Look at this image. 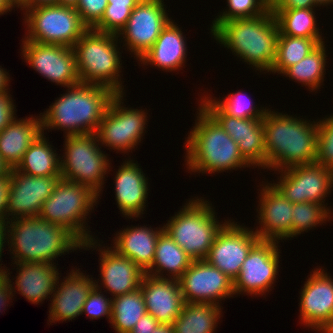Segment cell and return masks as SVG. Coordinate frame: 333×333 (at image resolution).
<instances>
[{
    "label": "cell",
    "mask_w": 333,
    "mask_h": 333,
    "mask_svg": "<svg viewBox=\"0 0 333 333\" xmlns=\"http://www.w3.org/2000/svg\"><path fill=\"white\" fill-rule=\"evenodd\" d=\"M324 119L318 121L316 162L333 171V115Z\"/></svg>",
    "instance_id": "60d3db41"
},
{
    "label": "cell",
    "mask_w": 333,
    "mask_h": 333,
    "mask_svg": "<svg viewBox=\"0 0 333 333\" xmlns=\"http://www.w3.org/2000/svg\"><path fill=\"white\" fill-rule=\"evenodd\" d=\"M98 198L99 195L90 187L60 178L52 194L43 203L39 217L64 227L81 243H85L94 238L86 227L85 219L94 209Z\"/></svg>",
    "instance_id": "ba28073f"
},
{
    "label": "cell",
    "mask_w": 333,
    "mask_h": 333,
    "mask_svg": "<svg viewBox=\"0 0 333 333\" xmlns=\"http://www.w3.org/2000/svg\"><path fill=\"white\" fill-rule=\"evenodd\" d=\"M312 272L301 289L299 316L305 326L327 333L333 327V279L322 268Z\"/></svg>",
    "instance_id": "d6986e66"
},
{
    "label": "cell",
    "mask_w": 333,
    "mask_h": 333,
    "mask_svg": "<svg viewBox=\"0 0 333 333\" xmlns=\"http://www.w3.org/2000/svg\"><path fill=\"white\" fill-rule=\"evenodd\" d=\"M214 39L260 72H270L276 59L280 31L271 9L253 18L221 23L212 33ZM262 70V71H261Z\"/></svg>",
    "instance_id": "3957f363"
},
{
    "label": "cell",
    "mask_w": 333,
    "mask_h": 333,
    "mask_svg": "<svg viewBox=\"0 0 333 333\" xmlns=\"http://www.w3.org/2000/svg\"><path fill=\"white\" fill-rule=\"evenodd\" d=\"M183 32L173 20L163 28L154 45L138 61L169 72L180 70L186 62L187 47Z\"/></svg>",
    "instance_id": "f1b7e54d"
},
{
    "label": "cell",
    "mask_w": 333,
    "mask_h": 333,
    "mask_svg": "<svg viewBox=\"0 0 333 333\" xmlns=\"http://www.w3.org/2000/svg\"><path fill=\"white\" fill-rule=\"evenodd\" d=\"M58 4V0H14L15 7L27 10L38 5Z\"/></svg>",
    "instance_id": "681fc988"
},
{
    "label": "cell",
    "mask_w": 333,
    "mask_h": 333,
    "mask_svg": "<svg viewBox=\"0 0 333 333\" xmlns=\"http://www.w3.org/2000/svg\"><path fill=\"white\" fill-rule=\"evenodd\" d=\"M10 171V168L4 163L0 156V176L6 175Z\"/></svg>",
    "instance_id": "9f6ffc18"
},
{
    "label": "cell",
    "mask_w": 333,
    "mask_h": 333,
    "mask_svg": "<svg viewBox=\"0 0 333 333\" xmlns=\"http://www.w3.org/2000/svg\"><path fill=\"white\" fill-rule=\"evenodd\" d=\"M24 14L27 37L23 41L73 47L89 29L72 6L38 5Z\"/></svg>",
    "instance_id": "9c48e42d"
},
{
    "label": "cell",
    "mask_w": 333,
    "mask_h": 333,
    "mask_svg": "<svg viewBox=\"0 0 333 333\" xmlns=\"http://www.w3.org/2000/svg\"><path fill=\"white\" fill-rule=\"evenodd\" d=\"M22 56L34 70L57 85L80 84L73 47L22 41Z\"/></svg>",
    "instance_id": "2e32d148"
},
{
    "label": "cell",
    "mask_w": 333,
    "mask_h": 333,
    "mask_svg": "<svg viewBox=\"0 0 333 333\" xmlns=\"http://www.w3.org/2000/svg\"><path fill=\"white\" fill-rule=\"evenodd\" d=\"M323 205L315 202L293 203L292 238L329 221L331 211Z\"/></svg>",
    "instance_id": "8d00e7d4"
},
{
    "label": "cell",
    "mask_w": 333,
    "mask_h": 333,
    "mask_svg": "<svg viewBox=\"0 0 333 333\" xmlns=\"http://www.w3.org/2000/svg\"><path fill=\"white\" fill-rule=\"evenodd\" d=\"M17 266L14 287L11 289L19 291L32 304L41 303L50 298L55 291L59 272L57 266L46 262L13 263ZM17 288V289H16ZM48 296V297H47Z\"/></svg>",
    "instance_id": "484cf974"
},
{
    "label": "cell",
    "mask_w": 333,
    "mask_h": 333,
    "mask_svg": "<svg viewBox=\"0 0 333 333\" xmlns=\"http://www.w3.org/2000/svg\"><path fill=\"white\" fill-rule=\"evenodd\" d=\"M118 35L88 29L74 44L75 61L80 82L99 85L123 94L122 63ZM120 77V78H119Z\"/></svg>",
    "instance_id": "8992f818"
},
{
    "label": "cell",
    "mask_w": 333,
    "mask_h": 333,
    "mask_svg": "<svg viewBox=\"0 0 333 333\" xmlns=\"http://www.w3.org/2000/svg\"><path fill=\"white\" fill-rule=\"evenodd\" d=\"M221 312V305L184 303L173 323L174 333H214Z\"/></svg>",
    "instance_id": "4dcf8cb0"
},
{
    "label": "cell",
    "mask_w": 333,
    "mask_h": 333,
    "mask_svg": "<svg viewBox=\"0 0 333 333\" xmlns=\"http://www.w3.org/2000/svg\"><path fill=\"white\" fill-rule=\"evenodd\" d=\"M212 204L201 198L185 203L182 209L163 226L164 231L193 259L205 260L221 224Z\"/></svg>",
    "instance_id": "52a82bcc"
},
{
    "label": "cell",
    "mask_w": 333,
    "mask_h": 333,
    "mask_svg": "<svg viewBox=\"0 0 333 333\" xmlns=\"http://www.w3.org/2000/svg\"><path fill=\"white\" fill-rule=\"evenodd\" d=\"M198 108L195 126L185 142L187 169L213 174L251 167L230 135L200 105Z\"/></svg>",
    "instance_id": "5b68a950"
},
{
    "label": "cell",
    "mask_w": 333,
    "mask_h": 333,
    "mask_svg": "<svg viewBox=\"0 0 333 333\" xmlns=\"http://www.w3.org/2000/svg\"><path fill=\"white\" fill-rule=\"evenodd\" d=\"M15 8L14 0H0V15H3Z\"/></svg>",
    "instance_id": "f5cc1de1"
},
{
    "label": "cell",
    "mask_w": 333,
    "mask_h": 333,
    "mask_svg": "<svg viewBox=\"0 0 333 333\" xmlns=\"http://www.w3.org/2000/svg\"><path fill=\"white\" fill-rule=\"evenodd\" d=\"M327 333H333V327Z\"/></svg>",
    "instance_id": "680465c9"
},
{
    "label": "cell",
    "mask_w": 333,
    "mask_h": 333,
    "mask_svg": "<svg viewBox=\"0 0 333 333\" xmlns=\"http://www.w3.org/2000/svg\"><path fill=\"white\" fill-rule=\"evenodd\" d=\"M44 133L38 137L24 153L15 168L31 176L61 175V158L52 148Z\"/></svg>",
    "instance_id": "1f68e13d"
},
{
    "label": "cell",
    "mask_w": 333,
    "mask_h": 333,
    "mask_svg": "<svg viewBox=\"0 0 333 333\" xmlns=\"http://www.w3.org/2000/svg\"><path fill=\"white\" fill-rule=\"evenodd\" d=\"M257 209L259 224L255 230L260 240H287L292 238L293 203L286 199L272 183H264ZM267 184V185H266ZM260 207V208H259Z\"/></svg>",
    "instance_id": "7402d4cb"
},
{
    "label": "cell",
    "mask_w": 333,
    "mask_h": 333,
    "mask_svg": "<svg viewBox=\"0 0 333 333\" xmlns=\"http://www.w3.org/2000/svg\"><path fill=\"white\" fill-rule=\"evenodd\" d=\"M79 270L72 269L60 284V277H58L57 287L55 286L56 291L51 295L53 298L49 308L50 324L57 321H72L80 314L82 315L83 305L89 293L95 287L96 280H92V277L89 278V275L86 276Z\"/></svg>",
    "instance_id": "cb8c5ba5"
},
{
    "label": "cell",
    "mask_w": 333,
    "mask_h": 333,
    "mask_svg": "<svg viewBox=\"0 0 333 333\" xmlns=\"http://www.w3.org/2000/svg\"><path fill=\"white\" fill-rule=\"evenodd\" d=\"M200 106L238 144L243 158L254 167L267 168L263 118L240 119L227 115L209 96L201 98Z\"/></svg>",
    "instance_id": "7c38bea8"
},
{
    "label": "cell",
    "mask_w": 333,
    "mask_h": 333,
    "mask_svg": "<svg viewBox=\"0 0 333 333\" xmlns=\"http://www.w3.org/2000/svg\"><path fill=\"white\" fill-rule=\"evenodd\" d=\"M108 0H79L75 9L83 23L92 29L102 18Z\"/></svg>",
    "instance_id": "7bdbcfd3"
},
{
    "label": "cell",
    "mask_w": 333,
    "mask_h": 333,
    "mask_svg": "<svg viewBox=\"0 0 333 333\" xmlns=\"http://www.w3.org/2000/svg\"><path fill=\"white\" fill-rule=\"evenodd\" d=\"M279 182L272 185L291 203L326 204L325 197L333 187V171L317 162L297 165L279 171Z\"/></svg>",
    "instance_id": "5bb4252c"
},
{
    "label": "cell",
    "mask_w": 333,
    "mask_h": 333,
    "mask_svg": "<svg viewBox=\"0 0 333 333\" xmlns=\"http://www.w3.org/2000/svg\"><path fill=\"white\" fill-rule=\"evenodd\" d=\"M10 175L6 221L39 216L43 203L52 194L55 184L61 178V175L31 176L15 168L10 169Z\"/></svg>",
    "instance_id": "ffe728a7"
},
{
    "label": "cell",
    "mask_w": 333,
    "mask_h": 333,
    "mask_svg": "<svg viewBox=\"0 0 333 333\" xmlns=\"http://www.w3.org/2000/svg\"><path fill=\"white\" fill-rule=\"evenodd\" d=\"M11 96L8 91L0 94V132L16 118V106Z\"/></svg>",
    "instance_id": "ee69618b"
},
{
    "label": "cell",
    "mask_w": 333,
    "mask_h": 333,
    "mask_svg": "<svg viewBox=\"0 0 333 333\" xmlns=\"http://www.w3.org/2000/svg\"><path fill=\"white\" fill-rule=\"evenodd\" d=\"M164 0H141L132 10L125 28L118 37L124 39L128 51L140 60L154 45L171 18L166 12ZM139 58V59H138Z\"/></svg>",
    "instance_id": "9a60e30c"
},
{
    "label": "cell",
    "mask_w": 333,
    "mask_h": 333,
    "mask_svg": "<svg viewBox=\"0 0 333 333\" xmlns=\"http://www.w3.org/2000/svg\"><path fill=\"white\" fill-rule=\"evenodd\" d=\"M123 97L124 94H116L111 100L96 134L100 146L127 153L141 142L148 113L142 109L124 107Z\"/></svg>",
    "instance_id": "8fae6325"
},
{
    "label": "cell",
    "mask_w": 333,
    "mask_h": 333,
    "mask_svg": "<svg viewBox=\"0 0 333 333\" xmlns=\"http://www.w3.org/2000/svg\"><path fill=\"white\" fill-rule=\"evenodd\" d=\"M164 228L133 226L116 233L112 248L120 255L131 259L143 271H146L154 260L157 240Z\"/></svg>",
    "instance_id": "83f0119b"
},
{
    "label": "cell",
    "mask_w": 333,
    "mask_h": 333,
    "mask_svg": "<svg viewBox=\"0 0 333 333\" xmlns=\"http://www.w3.org/2000/svg\"><path fill=\"white\" fill-rule=\"evenodd\" d=\"M95 238L82 243L81 249H96L100 251V274L101 285H104L111 296L117 297L131 293L140 288L145 271H143L131 259L120 255L113 248L105 246L101 249L100 244ZM98 243V244H97ZM94 246V247H93Z\"/></svg>",
    "instance_id": "44dd1931"
},
{
    "label": "cell",
    "mask_w": 333,
    "mask_h": 333,
    "mask_svg": "<svg viewBox=\"0 0 333 333\" xmlns=\"http://www.w3.org/2000/svg\"><path fill=\"white\" fill-rule=\"evenodd\" d=\"M6 69L2 68L0 66V94L5 93L8 91V86H9V79L10 76L9 73L7 71H5Z\"/></svg>",
    "instance_id": "816d5d0a"
},
{
    "label": "cell",
    "mask_w": 333,
    "mask_h": 333,
    "mask_svg": "<svg viewBox=\"0 0 333 333\" xmlns=\"http://www.w3.org/2000/svg\"><path fill=\"white\" fill-rule=\"evenodd\" d=\"M271 111L263 117L267 169L281 171L316 162L318 122Z\"/></svg>",
    "instance_id": "6da1fadb"
},
{
    "label": "cell",
    "mask_w": 333,
    "mask_h": 333,
    "mask_svg": "<svg viewBox=\"0 0 333 333\" xmlns=\"http://www.w3.org/2000/svg\"><path fill=\"white\" fill-rule=\"evenodd\" d=\"M317 6H327L330 5L332 0H314Z\"/></svg>",
    "instance_id": "6f0895ef"
},
{
    "label": "cell",
    "mask_w": 333,
    "mask_h": 333,
    "mask_svg": "<svg viewBox=\"0 0 333 333\" xmlns=\"http://www.w3.org/2000/svg\"><path fill=\"white\" fill-rule=\"evenodd\" d=\"M7 242L14 263L46 262L53 265L58 256L70 250H80L82 245L67 229L39 216L8 220Z\"/></svg>",
    "instance_id": "277c9868"
},
{
    "label": "cell",
    "mask_w": 333,
    "mask_h": 333,
    "mask_svg": "<svg viewBox=\"0 0 333 333\" xmlns=\"http://www.w3.org/2000/svg\"><path fill=\"white\" fill-rule=\"evenodd\" d=\"M141 0H108L101 20L92 28L100 33L119 35L125 28L132 10Z\"/></svg>",
    "instance_id": "74e56055"
},
{
    "label": "cell",
    "mask_w": 333,
    "mask_h": 333,
    "mask_svg": "<svg viewBox=\"0 0 333 333\" xmlns=\"http://www.w3.org/2000/svg\"><path fill=\"white\" fill-rule=\"evenodd\" d=\"M43 134L41 115L14 119L0 132V156L4 163L14 169L22 160L30 145Z\"/></svg>",
    "instance_id": "4316f807"
},
{
    "label": "cell",
    "mask_w": 333,
    "mask_h": 333,
    "mask_svg": "<svg viewBox=\"0 0 333 333\" xmlns=\"http://www.w3.org/2000/svg\"><path fill=\"white\" fill-rule=\"evenodd\" d=\"M95 283L97 284H95L83 305L82 314H87L92 320L106 316L110 322L112 317V297H110V300L106 298V295L100 290L101 285L98 284V281H95Z\"/></svg>",
    "instance_id": "b9f144b4"
},
{
    "label": "cell",
    "mask_w": 333,
    "mask_h": 333,
    "mask_svg": "<svg viewBox=\"0 0 333 333\" xmlns=\"http://www.w3.org/2000/svg\"><path fill=\"white\" fill-rule=\"evenodd\" d=\"M146 312L141 288L112 298L110 324L117 333H129Z\"/></svg>",
    "instance_id": "836d02e7"
},
{
    "label": "cell",
    "mask_w": 333,
    "mask_h": 333,
    "mask_svg": "<svg viewBox=\"0 0 333 333\" xmlns=\"http://www.w3.org/2000/svg\"><path fill=\"white\" fill-rule=\"evenodd\" d=\"M98 145L96 133L65 136V153L60 162L61 178L86 185L100 196L111 166Z\"/></svg>",
    "instance_id": "30bf717a"
},
{
    "label": "cell",
    "mask_w": 333,
    "mask_h": 333,
    "mask_svg": "<svg viewBox=\"0 0 333 333\" xmlns=\"http://www.w3.org/2000/svg\"><path fill=\"white\" fill-rule=\"evenodd\" d=\"M192 261L193 259L169 236V234L163 231L157 240L152 265L145 273L157 277H166L163 273L167 271V273H169L166 274L168 278L170 276V278L178 280L191 265Z\"/></svg>",
    "instance_id": "f546056e"
},
{
    "label": "cell",
    "mask_w": 333,
    "mask_h": 333,
    "mask_svg": "<svg viewBox=\"0 0 333 333\" xmlns=\"http://www.w3.org/2000/svg\"><path fill=\"white\" fill-rule=\"evenodd\" d=\"M317 8L314 0H271V9Z\"/></svg>",
    "instance_id": "7dc6e473"
},
{
    "label": "cell",
    "mask_w": 333,
    "mask_h": 333,
    "mask_svg": "<svg viewBox=\"0 0 333 333\" xmlns=\"http://www.w3.org/2000/svg\"><path fill=\"white\" fill-rule=\"evenodd\" d=\"M78 2H79V0H58V5L76 7Z\"/></svg>",
    "instance_id": "11a10c76"
},
{
    "label": "cell",
    "mask_w": 333,
    "mask_h": 333,
    "mask_svg": "<svg viewBox=\"0 0 333 333\" xmlns=\"http://www.w3.org/2000/svg\"><path fill=\"white\" fill-rule=\"evenodd\" d=\"M159 324L152 315L145 313L129 333H152Z\"/></svg>",
    "instance_id": "c3c4849f"
},
{
    "label": "cell",
    "mask_w": 333,
    "mask_h": 333,
    "mask_svg": "<svg viewBox=\"0 0 333 333\" xmlns=\"http://www.w3.org/2000/svg\"><path fill=\"white\" fill-rule=\"evenodd\" d=\"M227 10L218 15L211 25L212 33L221 23L233 19L253 18L271 9V0H227Z\"/></svg>",
    "instance_id": "f35d334b"
},
{
    "label": "cell",
    "mask_w": 333,
    "mask_h": 333,
    "mask_svg": "<svg viewBox=\"0 0 333 333\" xmlns=\"http://www.w3.org/2000/svg\"><path fill=\"white\" fill-rule=\"evenodd\" d=\"M7 221H0V261H1V255L2 252L4 250V246L3 244H5L6 240H7ZM3 264H0V273H2L5 269L4 266H1ZM3 267V268H2Z\"/></svg>",
    "instance_id": "f907efd6"
},
{
    "label": "cell",
    "mask_w": 333,
    "mask_h": 333,
    "mask_svg": "<svg viewBox=\"0 0 333 333\" xmlns=\"http://www.w3.org/2000/svg\"><path fill=\"white\" fill-rule=\"evenodd\" d=\"M67 91L40 113L43 133L46 129L62 128L65 136L96 133L116 93L107 87L84 83L68 87Z\"/></svg>",
    "instance_id": "7a4b0ae2"
},
{
    "label": "cell",
    "mask_w": 333,
    "mask_h": 333,
    "mask_svg": "<svg viewBox=\"0 0 333 333\" xmlns=\"http://www.w3.org/2000/svg\"><path fill=\"white\" fill-rule=\"evenodd\" d=\"M10 182V171L4 176H0V221H6V210L8 208Z\"/></svg>",
    "instance_id": "bcb514c9"
},
{
    "label": "cell",
    "mask_w": 333,
    "mask_h": 333,
    "mask_svg": "<svg viewBox=\"0 0 333 333\" xmlns=\"http://www.w3.org/2000/svg\"><path fill=\"white\" fill-rule=\"evenodd\" d=\"M185 303H212L235 295L233 281L206 260H193L178 279Z\"/></svg>",
    "instance_id": "ac0fdd59"
},
{
    "label": "cell",
    "mask_w": 333,
    "mask_h": 333,
    "mask_svg": "<svg viewBox=\"0 0 333 333\" xmlns=\"http://www.w3.org/2000/svg\"><path fill=\"white\" fill-rule=\"evenodd\" d=\"M278 243L274 240H259L252 247L233 281L235 295L246 293L256 296L269 293L279 271Z\"/></svg>",
    "instance_id": "4fadbf2b"
},
{
    "label": "cell",
    "mask_w": 333,
    "mask_h": 333,
    "mask_svg": "<svg viewBox=\"0 0 333 333\" xmlns=\"http://www.w3.org/2000/svg\"><path fill=\"white\" fill-rule=\"evenodd\" d=\"M236 92L230 93L223 100L217 98H212V100L229 116L240 118V119H256L263 118L268 111V109L258 108L253 105L250 98L246 93ZM246 94V98H245ZM250 101V102H249Z\"/></svg>",
    "instance_id": "ab89813d"
},
{
    "label": "cell",
    "mask_w": 333,
    "mask_h": 333,
    "mask_svg": "<svg viewBox=\"0 0 333 333\" xmlns=\"http://www.w3.org/2000/svg\"><path fill=\"white\" fill-rule=\"evenodd\" d=\"M152 333H174L173 324H159Z\"/></svg>",
    "instance_id": "db71d44e"
},
{
    "label": "cell",
    "mask_w": 333,
    "mask_h": 333,
    "mask_svg": "<svg viewBox=\"0 0 333 333\" xmlns=\"http://www.w3.org/2000/svg\"><path fill=\"white\" fill-rule=\"evenodd\" d=\"M326 57L325 43H322L311 54L299 63L291 65L282 74L295 82L302 83L303 86L307 85L310 92H313L319 89L324 81Z\"/></svg>",
    "instance_id": "d590c367"
},
{
    "label": "cell",
    "mask_w": 333,
    "mask_h": 333,
    "mask_svg": "<svg viewBox=\"0 0 333 333\" xmlns=\"http://www.w3.org/2000/svg\"><path fill=\"white\" fill-rule=\"evenodd\" d=\"M259 240L254 230L229 220L217 233L205 260L234 281L243 261Z\"/></svg>",
    "instance_id": "e0dca14e"
},
{
    "label": "cell",
    "mask_w": 333,
    "mask_h": 333,
    "mask_svg": "<svg viewBox=\"0 0 333 333\" xmlns=\"http://www.w3.org/2000/svg\"><path fill=\"white\" fill-rule=\"evenodd\" d=\"M322 43H325L323 38L279 35L276 59L270 72L282 74L291 65L299 63L311 54Z\"/></svg>",
    "instance_id": "e575fe53"
},
{
    "label": "cell",
    "mask_w": 333,
    "mask_h": 333,
    "mask_svg": "<svg viewBox=\"0 0 333 333\" xmlns=\"http://www.w3.org/2000/svg\"><path fill=\"white\" fill-rule=\"evenodd\" d=\"M140 288L146 312L160 324H173L185 303L179 280L145 273Z\"/></svg>",
    "instance_id": "603a6c76"
},
{
    "label": "cell",
    "mask_w": 333,
    "mask_h": 333,
    "mask_svg": "<svg viewBox=\"0 0 333 333\" xmlns=\"http://www.w3.org/2000/svg\"><path fill=\"white\" fill-rule=\"evenodd\" d=\"M134 160H126L115 175V200L120 212L128 219L144 214L148 198V180Z\"/></svg>",
    "instance_id": "d4e9b609"
},
{
    "label": "cell",
    "mask_w": 333,
    "mask_h": 333,
    "mask_svg": "<svg viewBox=\"0 0 333 333\" xmlns=\"http://www.w3.org/2000/svg\"><path fill=\"white\" fill-rule=\"evenodd\" d=\"M7 269H4L2 273H0V312L1 308L6 309V305L8 306L9 300H12V296H14L13 292H16L11 289V279L9 277L10 273ZM3 310V309H2Z\"/></svg>",
    "instance_id": "f6af8a7d"
},
{
    "label": "cell",
    "mask_w": 333,
    "mask_h": 333,
    "mask_svg": "<svg viewBox=\"0 0 333 333\" xmlns=\"http://www.w3.org/2000/svg\"><path fill=\"white\" fill-rule=\"evenodd\" d=\"M313 8L271 9L280 35L302 38H322Z\"/></svg>",
    "instance_id": "d6a6232c"
}]
</instances>
